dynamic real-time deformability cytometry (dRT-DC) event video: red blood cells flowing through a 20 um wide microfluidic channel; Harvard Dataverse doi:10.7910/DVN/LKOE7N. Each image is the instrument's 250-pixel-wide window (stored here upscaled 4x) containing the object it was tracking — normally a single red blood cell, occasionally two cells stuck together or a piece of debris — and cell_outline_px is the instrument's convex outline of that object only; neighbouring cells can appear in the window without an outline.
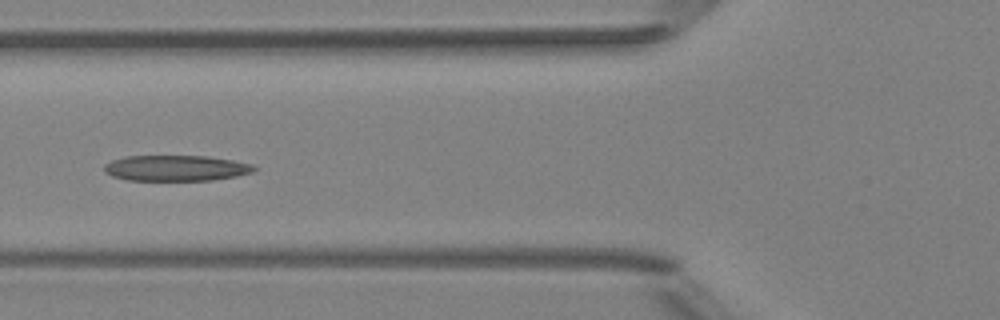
{"species": "Egyptian fruit bat (a non-hibernating species)", "species_latin": "Rousettus aegyptiacus", "temperature_condition": "room temperature", "stored_images_in_passage": 6, "camera_frame_rate_fps": 3000, "um_per_image_px": 0.085, "animal": {"sex": "female"}, "frame": {"image": 1, "passage_image": 6, "time_ms": 1.667, "image_size_px": [1000, 320], "cell_outline_px": [[256, 168], [252, 172], [236, 176], [212, 180], [128, 180], [112, 176], [104, 172], [104, 164], [112, 160], [124, 156], [208, 156], [232, 160], [252, 164]], "centroid_in_image_um": [14.93, 14.28], "position_along_channel_um": 110.9, "area_um2": 22.43}}